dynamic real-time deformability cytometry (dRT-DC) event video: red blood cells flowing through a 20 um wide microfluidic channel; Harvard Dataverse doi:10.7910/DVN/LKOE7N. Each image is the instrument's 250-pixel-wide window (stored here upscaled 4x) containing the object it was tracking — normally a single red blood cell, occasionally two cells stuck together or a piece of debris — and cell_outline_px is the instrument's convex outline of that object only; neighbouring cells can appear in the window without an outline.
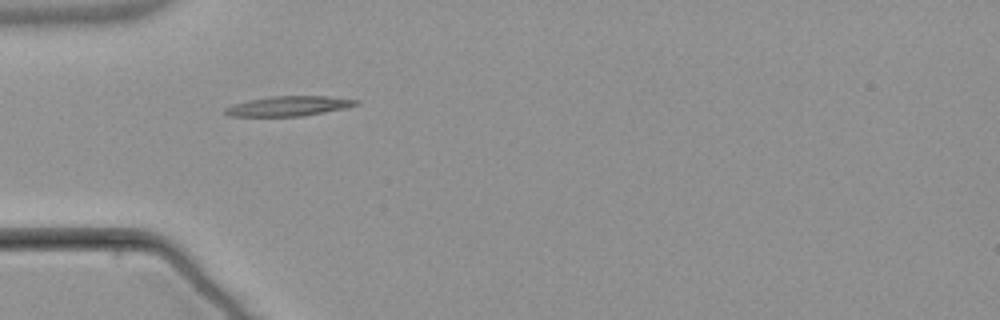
{"species": "common noctule bat (a hibernating species)", "species_latin": "Nyctalus noctula", "temperature_condition": "warm", "stored_images_in_passage": 3, "camera_frame_rate_fps": 3000, "um_per_image_px": 0.085, "animal": {"sex": "male", "body_mass_g": 21.5, "forearm_length_mm": 52.0}, "frame": {"image": 1, "passage_image": 1, "time_ms": 0.0, "image_size_px": [1000, 320], "cell_outline_px": [[360, 104], [344, 108], [304, 116], [232, 116], [224, 112], [224, 108], [232, 104], [248, 100], [272, 96], [328, 96], [360, 100]], "centroid_in_image_um": [24.55, 9.01], "position_along_channel_um": 60.4, "area_um2": 15.14}}
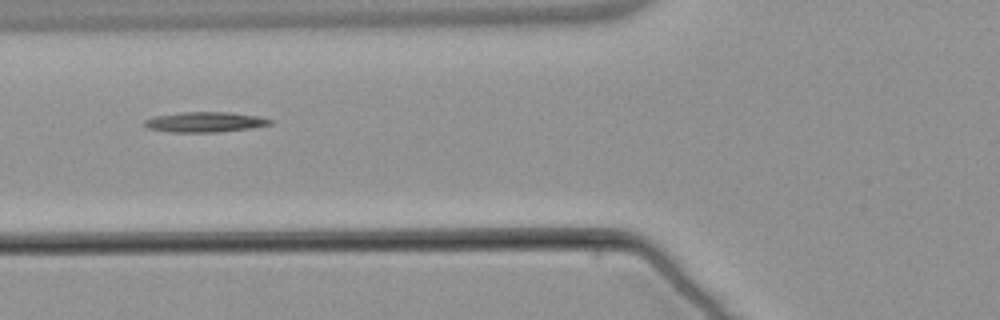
{"frame": {"image": 2, "passage_image": 2, "time_ms": 1.333, "image_size_px": [1000, 320], "cell_outline_px": [[272, 124], [252, 128], [216, 132], [172, 132], [148, 128], [140, 124], [144, 120], [152, 116], [184, 112], [228, 112], [256, 116], [272, 120]], "centroid_in_image_um": [17.36, 10.37], "position_along_channel_um": 108.4, "area_um2": 14.8}}